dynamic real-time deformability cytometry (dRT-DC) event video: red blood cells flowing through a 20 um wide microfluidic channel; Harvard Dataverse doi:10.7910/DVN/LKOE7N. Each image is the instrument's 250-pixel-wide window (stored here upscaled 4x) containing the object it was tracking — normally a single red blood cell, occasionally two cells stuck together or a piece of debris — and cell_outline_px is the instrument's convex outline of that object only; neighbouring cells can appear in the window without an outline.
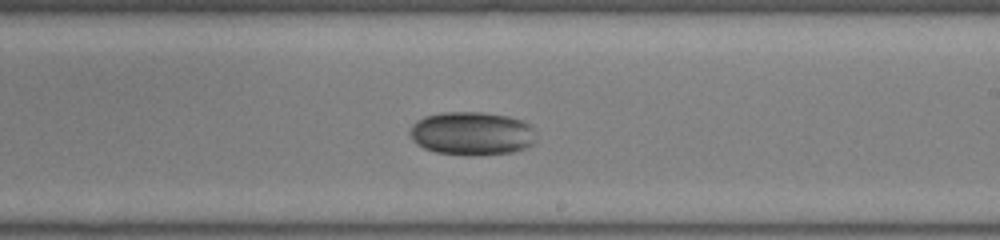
{"species": "common noctule bat (a hibernating species)", "species_latin": "Nyctalus noctula", "temperature_condition": "room temperature", "stored_images_in_passage": 38, "camera_frame_rate_fps": 3000, "um_per_image_px": 0.085, "animal": {"sex": "female", "body_mass_g": 22.0, "forearm_length_mm": 56.7}, "frame": {"image": 1, "passage_image": 23, "time_ms": 7.333, "image_size_px": [1000, 240], "cell_outline_px": [[532, 144], [524, 148], [512, 152], [472, 156], [436, 152], [424, 148], [416, 144], [408, 132], [412, 124], [424, 116], [444, 112], [480, 112], [508, 116], [520, 120], [528, 124], [532, 140]], "centroid_in_image_um": [40.01, 11.35], "position_along_channel_um": 249.0, "area_um2": 31.56}}